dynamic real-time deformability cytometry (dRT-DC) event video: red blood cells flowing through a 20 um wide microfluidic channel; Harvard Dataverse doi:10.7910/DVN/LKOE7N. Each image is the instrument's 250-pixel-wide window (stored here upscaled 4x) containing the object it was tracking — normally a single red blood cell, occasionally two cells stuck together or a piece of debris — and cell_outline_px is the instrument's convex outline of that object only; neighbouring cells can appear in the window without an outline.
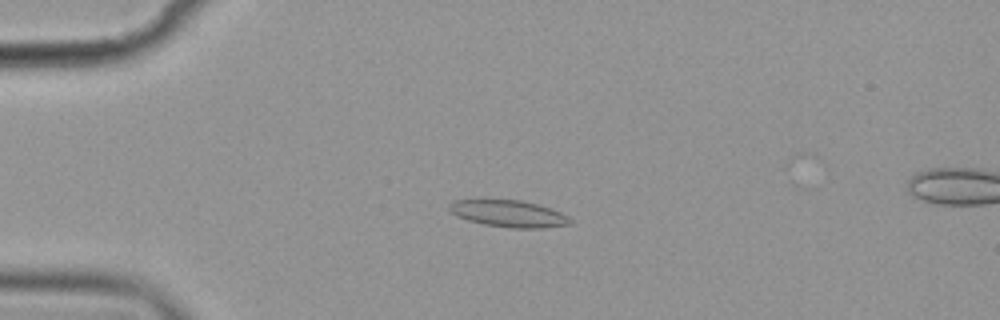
{"species": "common noctule bat (a hibernating species)", "species_latin": "Nyctalus noctula", "temperature_condition": "cold", "stored_images_in_passage": 59, "camera_frame_rate_fps": 3000, "um_per_image_px": 0.085, "animal": {"sex": "female", "body_mass_g": 19.9}, "frame": {"image": 1, "passage_image": 15, "time_ms": 4.667, "image_size_px": [1000, 320], "cell_outline_px": [[572, 224], [540, 228], [512, 228], [484, 224], [468, 220], [456, 216], [448, 208], [456, 200], [520, 200], [552, 208], [568, 216], [572, 220]], "centroid_in_image_um": [43.29, 18.17], "position_along_channel_um": 41.7, "area_um2": 18.67}}
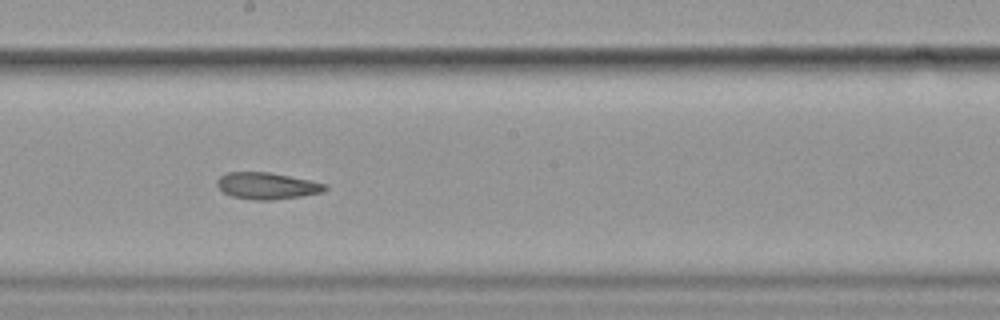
{"frame": {"image": 2, "passage_image": 33, "time_ms": 10.667, "image_size_px": [1000, 320], "cell_outline_px": [[328, 188], [324, 192], [300, 196], [272, 200], [252, 200], [232, 196], [224, 192], [216, 184], [216, 180], [220, 176], [228, 172], [268, 172], [328, 184]], "centroid_in_image_um": [22.7, 15.8], "position_along_channel_um": 225.5, "area_um2": 16.7}}
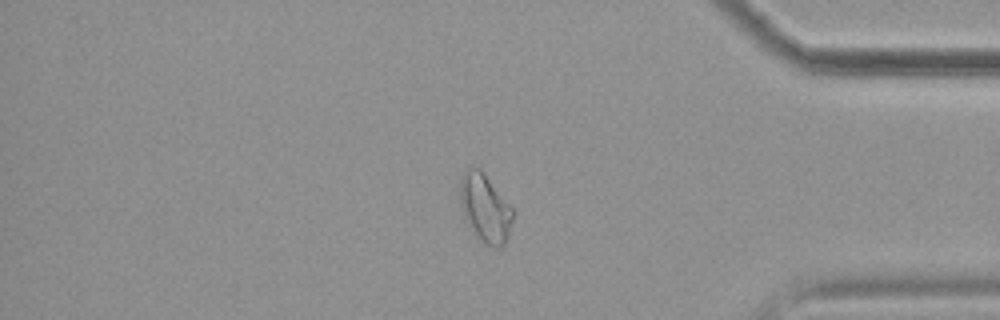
{"frame": {"image": 3, "passage_image": 49, "time_ms": 16.0, "image_size_px": [1000, 320], "cell_outline_px": [[512, 220], [508, 236], [504, 244], [500, 248], [492, 248], [484, 244], [472, 232], [464, 216], [460, 200], [460, 180], [464, 172], [468, 168], [480, 168], [484, 172], [512, 208]], "centroid_in_image_um": [41.22, 17.71], "position_along_channel_um": 394.0, "area_um2": 20.87}, "authors_computed_cell_mechanics": {"area_um2": 18.3804, "velocity_mm_per_s": 3.5674, "shape_relaxation_time_tau1_ms": null, "shape_relaxation_time_tau2_ms": 6.0194, "deformation_change_tau1": null, "deformation_change_tau2": 0.1177}}